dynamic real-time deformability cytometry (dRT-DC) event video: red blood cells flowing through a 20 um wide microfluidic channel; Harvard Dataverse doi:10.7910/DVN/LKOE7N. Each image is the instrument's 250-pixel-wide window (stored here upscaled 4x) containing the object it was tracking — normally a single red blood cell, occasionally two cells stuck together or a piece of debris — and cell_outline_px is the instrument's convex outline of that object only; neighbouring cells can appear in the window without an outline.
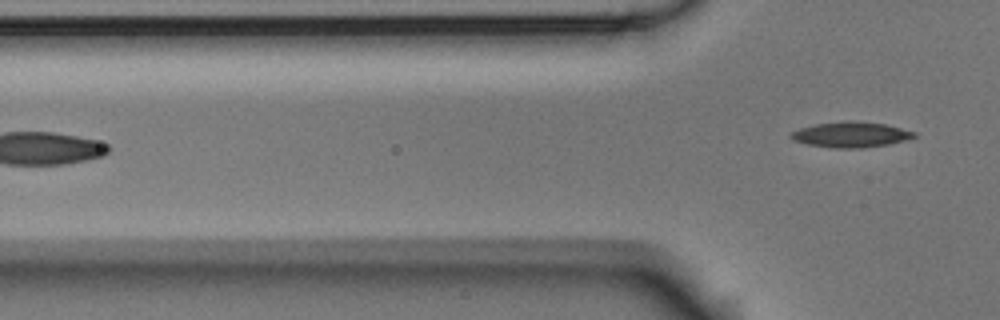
{"species": "Egyptian fruit bat (a non-hibernating species)", "species_latin": "Rousettus aegyptiacus", "temperature_condition": "room temperature", "stored_images_in_passage": 5, "camera_frame_rate_fps": 3000, "um_per_image_px": 0.085, "animal": {"sex": "male"}, "frame": {"image": 1, "passage_image": 5, "time_ms": 1.333, "image_size_px": [1000, 320], "cell_outline_px": [[916, 136], [908, 140], [888, 144], [860, 148], [832, 148], [808, 144], [792, 140], [788, 136], [792, 132], [800, 128], [816, 124], [844, 120], [848, 120], [884, 124], [916, 132]], "centroid_in_image_um": [72.31, 11.44], "position_along_channel_um": 53.5, "area_um2": 18.26}}